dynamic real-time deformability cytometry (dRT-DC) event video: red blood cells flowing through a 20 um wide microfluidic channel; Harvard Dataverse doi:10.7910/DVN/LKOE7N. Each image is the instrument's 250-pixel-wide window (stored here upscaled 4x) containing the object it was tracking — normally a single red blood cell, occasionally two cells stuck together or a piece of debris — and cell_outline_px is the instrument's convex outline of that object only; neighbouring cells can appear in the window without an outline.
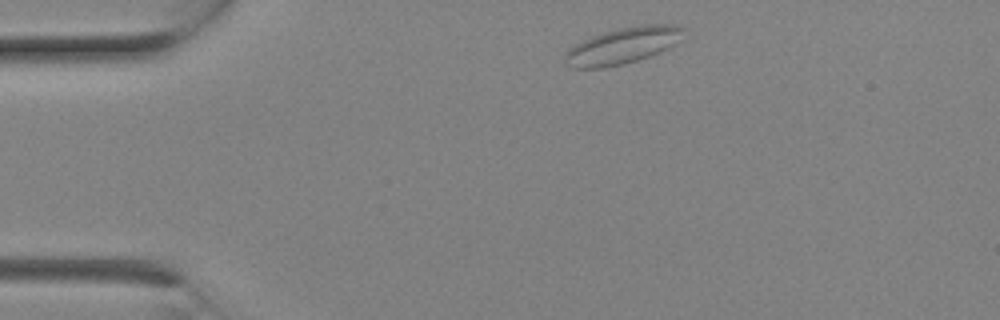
{"species": "Egyptian fruit bat (a non-hibernating species)", "species_latin": "Rousettus aegyptiacus", "temperature_condition": "room temperature", "stored_images_in_passage": 1, "camera_frame_rate_fps": 3000, "um_per_image_px": 0.085, "animal": {"sex": "female"}, "frame": {"image": 1, "passage_image": 1, "time_ms": 0.0, "image_size_px": [1000, 320], "cell_outline_px": [[684, 28], [680, 40], [668, 48], [648, 56], [624, 64], [604, 68], [572, 68], [564, 64], [564, 52], [568, 48], [592, 36], [604, 32], [620, 28], [644, 24], [680, 24]], "centroid_in_image_um": [52.9, 3.88], "position_along_channel_um": 32.1, "area_um2": 25.14}}